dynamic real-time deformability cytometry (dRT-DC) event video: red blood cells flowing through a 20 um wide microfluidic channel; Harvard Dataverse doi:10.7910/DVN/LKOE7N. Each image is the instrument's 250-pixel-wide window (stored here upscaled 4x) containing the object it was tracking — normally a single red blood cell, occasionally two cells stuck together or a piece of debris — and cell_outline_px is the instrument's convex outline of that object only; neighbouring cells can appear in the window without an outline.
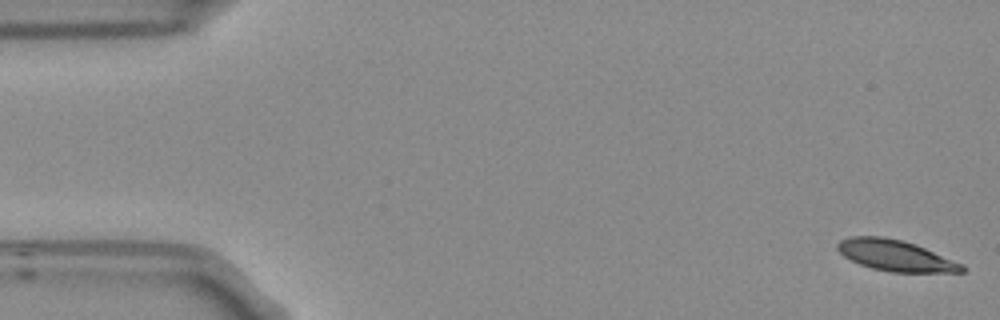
{"species": "Egyptian fruit bat (a non-hibernating species)", "species_latin": "Rousettus aegyptiacus", "temperature_condition": "room temperature", "stored_images_in_passage": 4, "camera_frame_rate_fps": 3000, "um_per_image_px": 0.085, "frame": {"image": 1, "passage_image": 1, "time_ms": 0.0, "image_size_px": [1000, 320], "cell_outline_px": [[968, 268], [964, 272], [892, 272], [872, 268], [860, 264], [844, 256], [836, 248], [836, 244], [840, 240], [852, 236], [884, 236], [904, 240], [916, 244], [964, 264]], "centroid_in_image_um": [76.15, 21.71], "position_along_channel_um": 8.8, "area_um2": 22.66}}
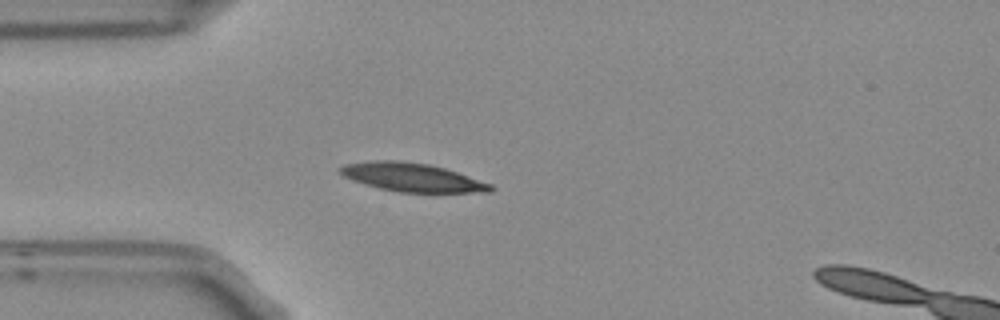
{"frame": {"image": 2, "passage_image": 4, "time_ms": 1.0, "image_size_px": [1000, 320], "cell_outline_px": [[496, 188], [492, 192], [396, 192], [364, 184], [352, 180], [344, 176], [340, 172], [340, 168], [344, 164], [372, 160], [400, 160], [428, 164], [444, 168], [492, 184]], "centroid_in_image_um": [35.03, 15.07], "position_along_channel_um": 50.0, "area_um2": 24.91}}